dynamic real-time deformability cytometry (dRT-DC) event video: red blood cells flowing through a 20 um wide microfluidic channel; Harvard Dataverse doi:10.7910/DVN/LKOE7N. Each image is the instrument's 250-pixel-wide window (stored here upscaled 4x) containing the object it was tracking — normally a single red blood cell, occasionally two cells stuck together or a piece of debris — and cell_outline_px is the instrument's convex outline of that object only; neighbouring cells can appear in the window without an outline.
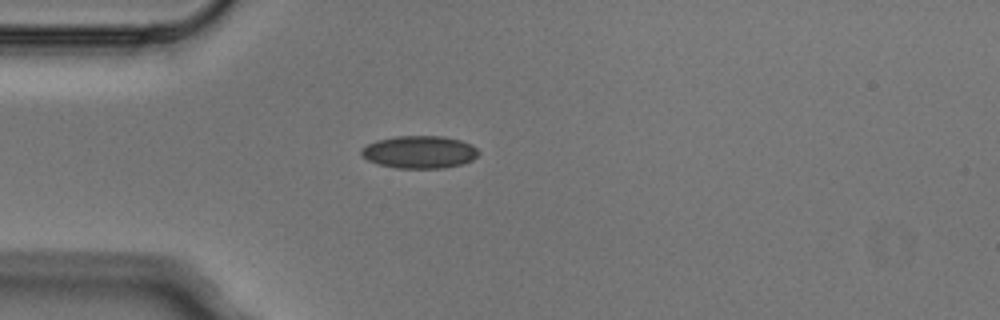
{"species": "Egyptian fruit bat (a non-hibernating species)", "species_latin": "Rousettus aegyptiacus", "temperature_condition": "cold", "stored_images_in_passage": 1, "camera_frame_rate_fps": 3000, "um_per_image_px": 0.085, "animal": {"sex": "male"}, "frame": {"image": 1, "passage_image": 1, "time_ms": 0.0, "image_size_px": [1000, 320], "cell_outline_px": [[480, 152], [472, 160], [460, 164], [444, 168], [396, 168], [380, 164], [368, 160], [360, 156], [360, 148], [376, 140], [396, 136], [440, 136], [460, 140], [472, 144]], "centroid_in_image_um": [35.63, 12.92], "position_along_channel_um": 49.4, "area_um2": 22.25}}